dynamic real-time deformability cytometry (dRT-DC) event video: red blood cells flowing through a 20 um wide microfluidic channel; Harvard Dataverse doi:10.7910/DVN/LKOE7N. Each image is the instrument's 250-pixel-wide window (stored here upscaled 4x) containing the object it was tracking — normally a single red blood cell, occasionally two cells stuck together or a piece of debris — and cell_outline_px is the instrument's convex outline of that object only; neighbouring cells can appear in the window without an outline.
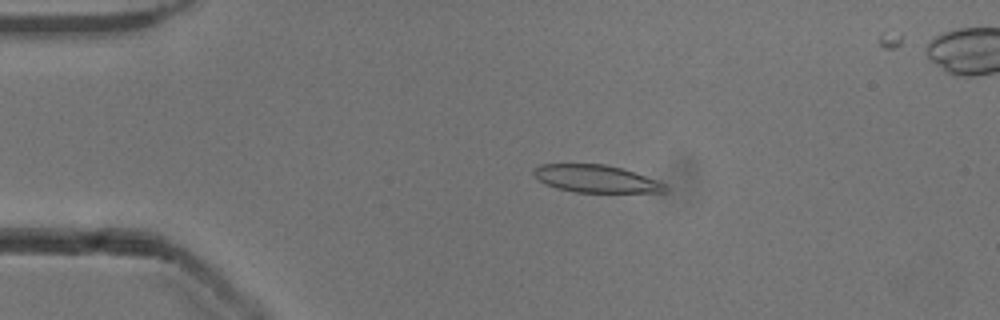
{"species": "common noctule bat (a hibernating species)", "species_latin": "Nyctalus noctula", "temperature_condition": "cold", "stored_images_in_passage": 53, "camera_frame_rate_fps": 3000, "um_per_image_px": 0.085, "animal": {"sex": "male", "body_mass_g": 13.3}, "frame": {"image": 1, "passage_image": 11, "time_ms": 3.333, "image_size_px": [1000, 320], "cell_outline_px": [[668, 188], [664, 192], [576, 192], [556, 188], [544, 184], [532, 172], [532, 168], [540, 164], [604, 164], [620, 168], [644, 176], [664, 184]], "centroid_in_image_um": [50.58, 15.19], "position_along_channel_um": 34.4, "area_um2": 20.75}}
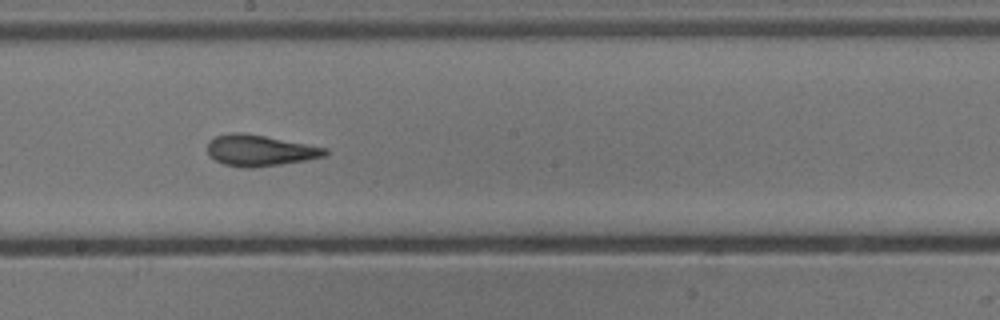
{"frame": {"image": 2, "passage_image": 29, "time_ms": 9.333, "image_size_px": [1000, 320], "cell_outline_px": [[328, 152], [324, 156], [304, 160], [256, 168], [244, 168], [224, 164], [208, 156], [208, 140], [216, 136], [228, 132], [244, 132], [328, 148]], "centroid_in_image_um": [22.04, 12.78], "position_along_channel_um": 226.2, "area_um2": 21.39}}
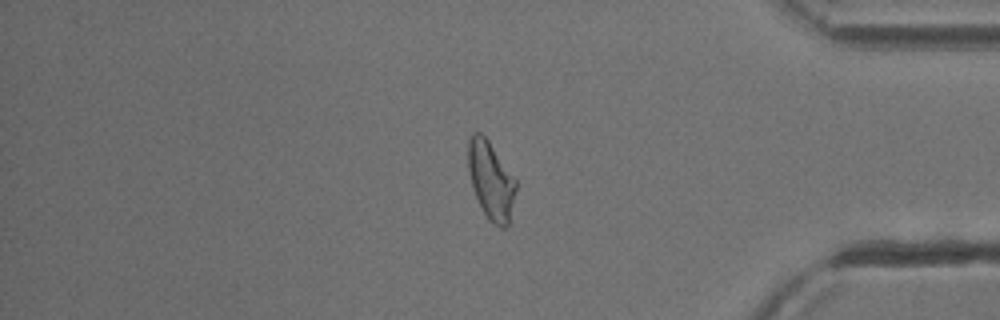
{"frame": {"image": 3, "passage_image": 44, "time_ms": 14.333, "image_size_px": [1000, 320], "cell_outline_px": [[516, 188], [508, 228], [500, 228], [488, 220], [472, 188], [468, 172], [468, 140], [472, 132], [480, 132], [488, 140], [516, 180]], "centroid_in_image_um": [41.71, 15.34], "position_along_channel_um": 393.5, "area_um2": 21.62}, "authors_computed_cell_mechanics": {"area_um2": 21.7906, "velocity_mm_per_s": 3.899, "shape_relaxation_time_tau1_ms": 8.2471, "shape_relaxation_time_tau2_ms": 1.5153, "deformation_change_tau1": 0.1972, "deformation_change_tau2": 0.0867}}